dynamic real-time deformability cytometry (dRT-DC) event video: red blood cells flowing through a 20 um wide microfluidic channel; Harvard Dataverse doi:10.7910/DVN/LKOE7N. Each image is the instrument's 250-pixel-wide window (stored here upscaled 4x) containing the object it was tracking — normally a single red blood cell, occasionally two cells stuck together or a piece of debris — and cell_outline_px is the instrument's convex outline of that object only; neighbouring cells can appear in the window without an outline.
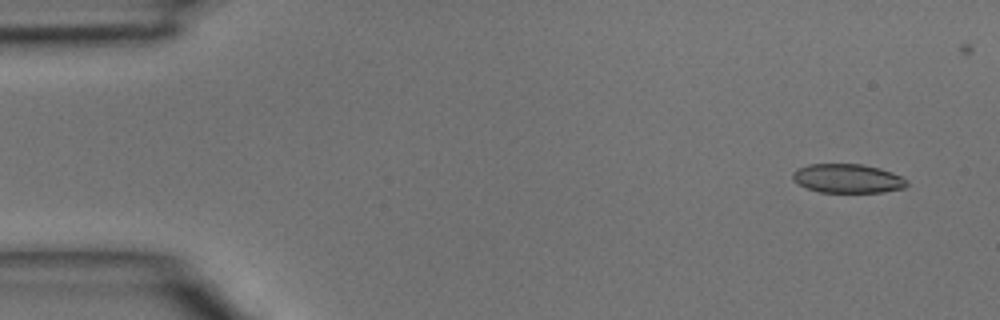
{"species": "common noctule bat (a hibernating species)", "species_latin": "Nyctalus noctula", "temperature_condition": "room temperature", "stored_images_in_passage": 4, "camera_frame_rate_fps": 3000, "um_per_image_px": 0.085, "animal": {"sex": "male", "body_mass_g": 15.6}, "frame": {"image": 1, "passage_image": 1, "time_ms": 0.0, "image_size_px": [1000, 320], "cell_outline_px": [[908, 184], [904, 188], [884, 192], [820, 192], [808, 188], [792, 180], [792, 172], [796, 168], [808, 164], [860, 164], [880, 168], [892, 172], [908, 180]], "centroid_in_image_um": [72.04, 15.16], "position_along_channel_um": 13.0, "area_um2": 19.36}}
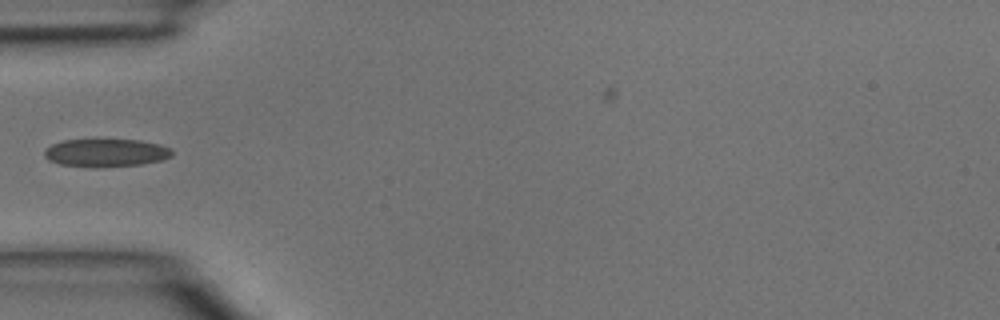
{"frame": {"image": 2, "passage_image": 4, "time_ms": 1.0, "image_size_px": [1000, 320], "cell_outline_px": [[172, 156], [160, 160], [140, 164], [96, 168], [92, 168], [60, 164], [48, 160], [44, 156], [44, 148], [52, 144], [64, 140], [96, 136], [140, 140], [160, 144], [172, 148]], "centroid_in_image_um": [8.96, 12.93], "position_along_channel_um": 76.0, "area_um2": 22.02}}